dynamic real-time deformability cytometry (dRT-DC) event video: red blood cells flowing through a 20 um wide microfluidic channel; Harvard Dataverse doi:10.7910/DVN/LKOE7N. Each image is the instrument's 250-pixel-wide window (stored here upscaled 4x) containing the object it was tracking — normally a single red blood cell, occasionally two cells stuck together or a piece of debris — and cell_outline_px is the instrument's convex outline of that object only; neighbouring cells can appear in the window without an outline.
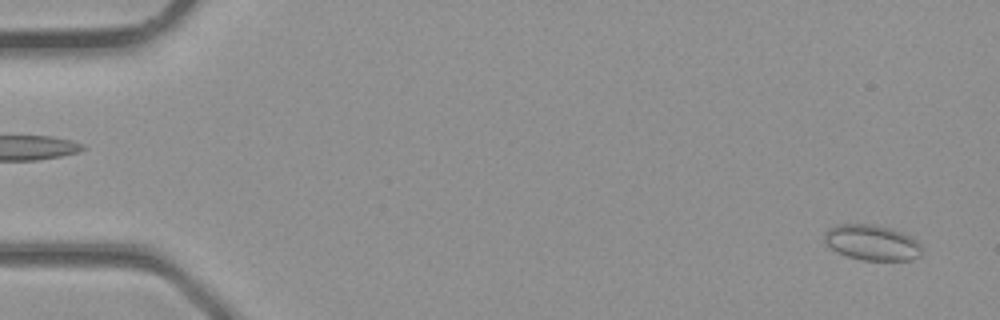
{"species": "common noctule bat (a hibernating species)", "species_latin": "Nyctalus noctula", "temperature_condition": "room temperature", "stored_images_in_passage": 4, "camera_frame_rate_fps": 3000, "um_per_image_px": 0.085, "animal": {"sex": "male", "body_mass_g": 23.1, "forearm_length_mm": 52.7}, "frame": {"image": 1, "passage_image": 4, "time_ms": 1.0, "image_size_px": [1000, 320], "cell_outline_px": [[924, 248], [920, 256], [912, 260], [864, 260], [848, 256], [836, 252], [824, 240], [824, 232], [828, 228], [836, 224], [876, 224], [892, 228], [916, 240]], "centroid_in_image_um": [74.13, 20.61], "position_along_channel_um": 10.9, "area_um2": 20.29}}